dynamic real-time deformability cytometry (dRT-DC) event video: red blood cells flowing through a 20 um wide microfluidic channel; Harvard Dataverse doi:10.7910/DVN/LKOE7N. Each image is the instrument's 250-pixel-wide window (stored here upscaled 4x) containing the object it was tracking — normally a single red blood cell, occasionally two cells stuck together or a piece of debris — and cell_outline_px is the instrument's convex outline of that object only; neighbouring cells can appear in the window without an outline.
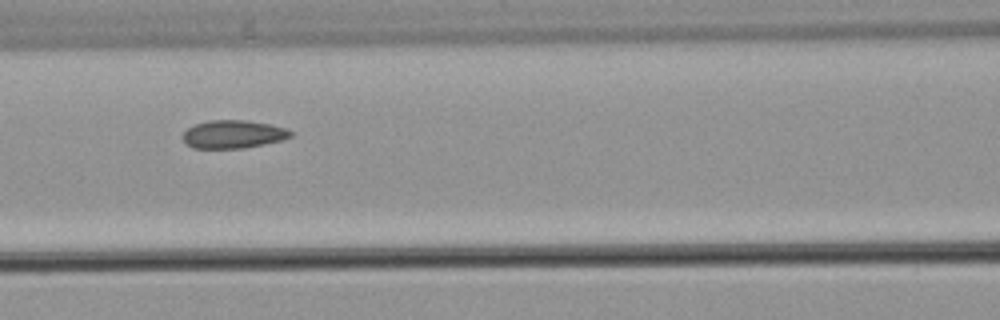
{"species": "common noctule bat (a hibernating species)", "species_latin": "Nyctalus noctula", "temperature_condition": "warm", "stored_images_in_passage": 7, "camera_frame_rate_fps": 3000, "um_per_image_px": 0.085, "animal": {"sex": "male", "body_mass_g": 21.5, "forearm_length_mm": 52.0}, "frame": {"image": 1, "passage_image": 5, "time_ms": 5.667, "image_size_px": [1000, 320], "cell_outline_px": [[292, 136], [284, 140], [244, 148], [192, 148], [180, 136], [188, 128], [196, 124], [208, 120], [248, 120], [288, 128], [292, 132]], "centroid_in_image_um": [19.84, 11.41], "position_along_channel_um": 146.8, "area_um2": 17.74}}